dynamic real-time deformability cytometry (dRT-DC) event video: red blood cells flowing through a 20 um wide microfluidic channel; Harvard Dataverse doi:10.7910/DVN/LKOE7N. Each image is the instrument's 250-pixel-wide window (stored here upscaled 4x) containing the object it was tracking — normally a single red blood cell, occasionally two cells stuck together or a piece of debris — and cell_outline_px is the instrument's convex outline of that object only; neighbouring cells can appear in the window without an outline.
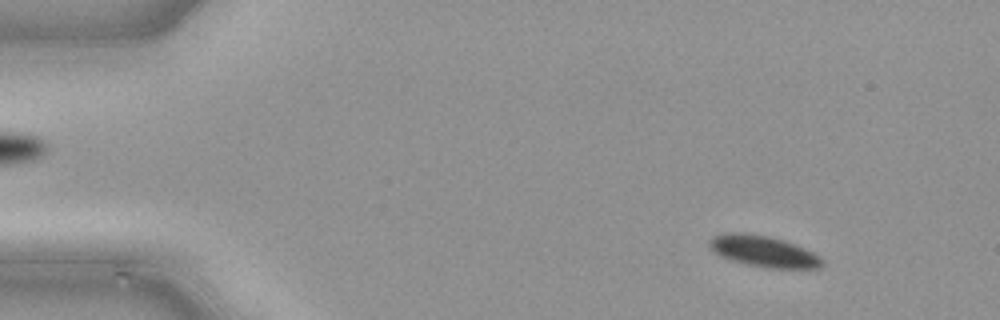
{"species": "common noctule bat (a hibernating species)", "species_latin": "Nyctalus noctula", "temperature_condition": "cold", "stored_images_in_passage": 49, "camera_frame_rate_fps": 3000, "um_per_image_px": 0.085, "animal": {"sex": "male", "body_mass_g": 21.5, "forearm_length_mm": 52.0}, "frame": {"image": 1, "passage_image": 6, "time_ms": 1.667, "image_size_px": [1000, 320], "cell_outline_px": [[824, 264], [820, 268], [768, 268], [748, 264], [732, 260], [720, 256], [712, 252], [708, 244], [708, 240], [712, 236], [724, 232], [744, 232], [768, 236], [784, 240], [796, 244], [820, 256], [824, 260]], "centroid_in_image_um": [64.87, 21.34], "position_along_channel_um": 20.1, "area_um2": 20.75}}
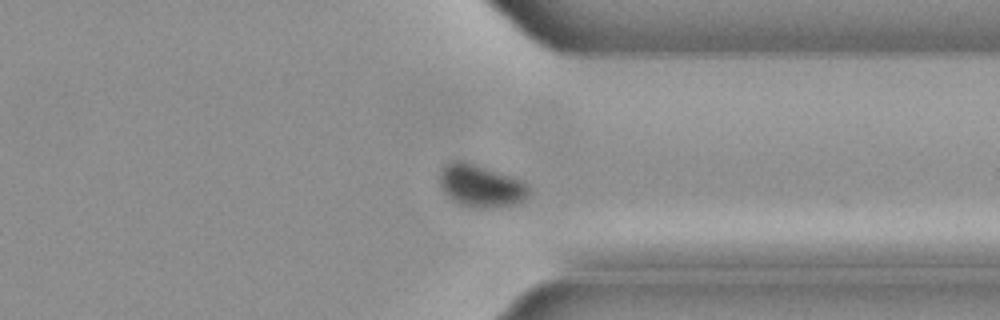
{"frame": {"image": 2, "passage_image": 38, "time_ms": 12.333, "image_size_px": [1000, 320], "cell_outline_px": [[532, 192], [524, 200], [516, 204], [484, 208], [476, 208], [460, 204], [452, 200], [444, 192], [440, 184], [440, 168], [448, 160], [468, 160], [524, 180], [532, 184]], "centroid_in_image_um": [40.92, 15.75], "position_along_channel_um": 370.5, "area_um2": 23.0}}
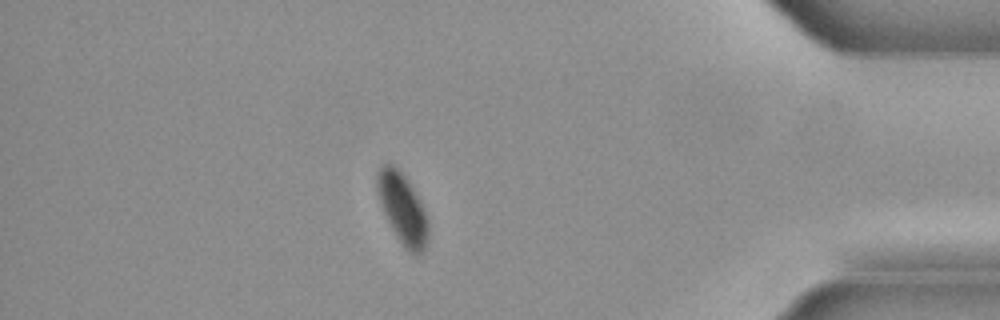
{"frame": {"image": 3, "passage_image": 43, "time_ms": 14.0, "image_size_px": [1000, 320], "cell_outline_px": [[428, 240], [424, 248], [420, 252], [412, 252], [396, 236], [384, 212], [376, 188], [376, 176], [380, 168], [384, 164], [392, 164], [408, 180], [420, 200], [424, 208], [428, 220]], "centroid_in_image_um": [34.22, 17.68], "position_along_channel_um": 401.0, "area_um2": 20.35}}